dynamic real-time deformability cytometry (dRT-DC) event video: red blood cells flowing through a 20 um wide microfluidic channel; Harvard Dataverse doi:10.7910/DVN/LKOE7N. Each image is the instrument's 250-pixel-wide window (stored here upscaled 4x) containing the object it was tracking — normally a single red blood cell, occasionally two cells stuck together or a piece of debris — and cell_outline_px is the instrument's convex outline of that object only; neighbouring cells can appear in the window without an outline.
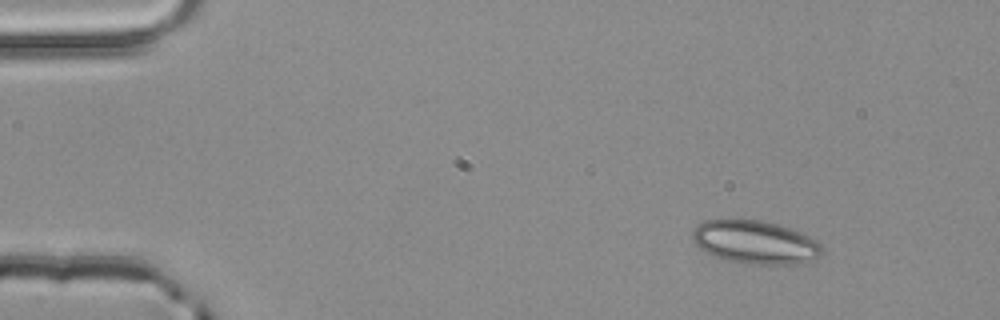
{"species": "common noctule bat (a hibernating species)", "species_latin": "Nyctalus noctula", "temperature_condition": "room temperature", "stored_images_in_passage": 4, "segment_of_instrument_passage": [1, 2], "camera_frame_rate_fps": 3000, "um_per_image_px": 0.085, "animal": {"sex": "male", "body_mass_g": 20.4}, "frame": {"image": 1, "passage_image": 1, "time_ms": 0.0, "image_size_px": [1000, 320], "cell_outline_px": [[824, 252], [820, 256], [808, 260], [792, 264], [744, 264], [712, 256], [704, 252], [692, 240], [692, 232], [696, 224], [704, 220], [728, 216], [736, 216], [760, 220], [776, 224], [804, 232], [816, 240], [824, 248]], "centroid_in_image_um": [64.12, 20.53], "position_along_channel_um": 20.9, "area_um2": 33.81}}